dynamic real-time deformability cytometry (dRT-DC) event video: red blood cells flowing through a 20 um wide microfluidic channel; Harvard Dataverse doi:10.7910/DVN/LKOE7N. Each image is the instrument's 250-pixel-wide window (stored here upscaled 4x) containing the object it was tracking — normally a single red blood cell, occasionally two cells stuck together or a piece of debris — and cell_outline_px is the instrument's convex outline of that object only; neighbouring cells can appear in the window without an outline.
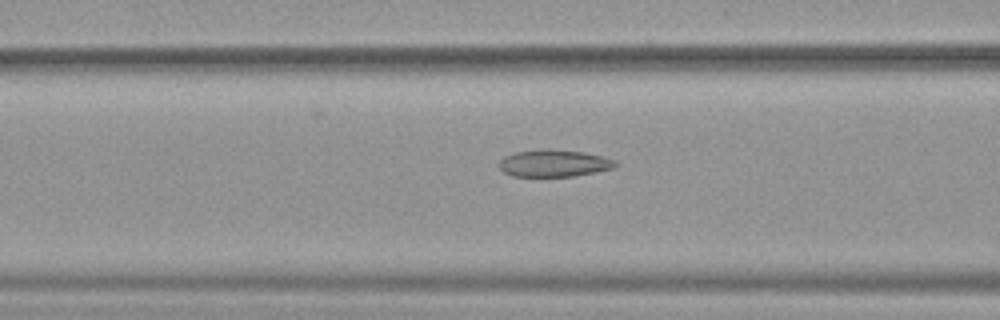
{"species": "common noctule bat (a hibernating species)", "species_latin": "Nyctalus noctula", "temperature_condition": "warm", "stored_images_in_passage": 19, "camera_frame_rate_fps": 3000, "um_per_image_px": 0.085, "animal": {"sex": "female", "body_mass_g": 19.9}, "frame": {"image": 1, "passage_image": 11, "time_ms": 3.333, "image_size_px": [1000, 320], "cell_outline_px": [[616, 164], [612, 168], [596, 172], [572, 176], [512, 176], [504, 172], [496, 164], [504, 156], [516, 152], [548, 148], [584, 152], [616, 160]], "centroid_in_image_um": [47.04, 13.87], "position_along_channel_um": 119.6, "area_um2": 18.32}}
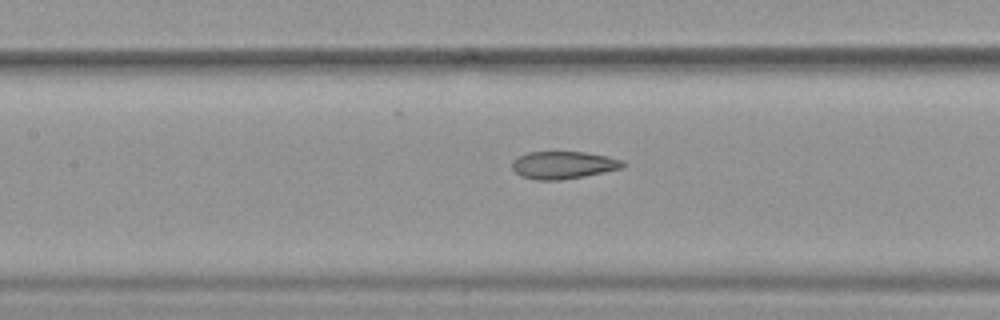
{"frame": {"image": 2, "passage_image": 14, "time_ms": 4.333, "image_size_px": [1000, 320], "cell_outline_px": [[628, 164], [624, 168], [584, 176], [560, 180], [536, 180], [520, 176], [512, 168], [512, 160], [528, 152], [584, 152], [608, 156], [624, 160]], "centroid_in_image_um": [47.93, 14.03], "position_along_channel_um": 159.5, "area_um2": 17.92}}